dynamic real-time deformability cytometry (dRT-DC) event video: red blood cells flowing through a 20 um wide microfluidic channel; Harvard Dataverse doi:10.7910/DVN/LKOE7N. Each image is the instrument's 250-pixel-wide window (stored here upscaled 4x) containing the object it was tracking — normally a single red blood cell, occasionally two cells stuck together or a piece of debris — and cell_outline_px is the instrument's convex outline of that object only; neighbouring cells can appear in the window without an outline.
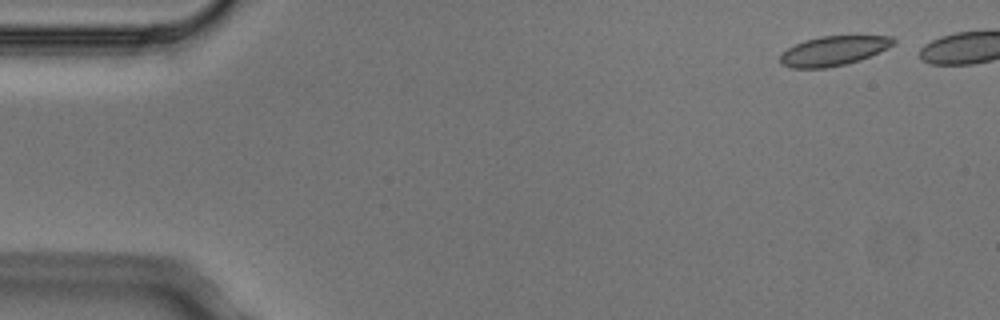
{"species": "Egyptian fruit bat (a non-hibernating species)", "species_latin": "Rousettus aegyptiacus", "temperature_condition": "cold", "stored_images_in_passage": 5, "camera_frame_rate_fps": 3000, "um_per_image_px": 0.085, "animal": {"sex": "male"}, "frame": {"image": 1, "passage_image": 1, "time_ms": 0.0, "image_size_px": [1000, 320], "cell_outline_px": [[896, 44], [880, 52], [860, 60], [828, 68], [792, 68], [780, 64], [780, 52], [804, 40], [820, 36], [892, 36], [896, 40]], "centroid_in_image_um": [70.85, 4.32], "position_along_channel_um": 14.2, "area_um2": 19.65}}